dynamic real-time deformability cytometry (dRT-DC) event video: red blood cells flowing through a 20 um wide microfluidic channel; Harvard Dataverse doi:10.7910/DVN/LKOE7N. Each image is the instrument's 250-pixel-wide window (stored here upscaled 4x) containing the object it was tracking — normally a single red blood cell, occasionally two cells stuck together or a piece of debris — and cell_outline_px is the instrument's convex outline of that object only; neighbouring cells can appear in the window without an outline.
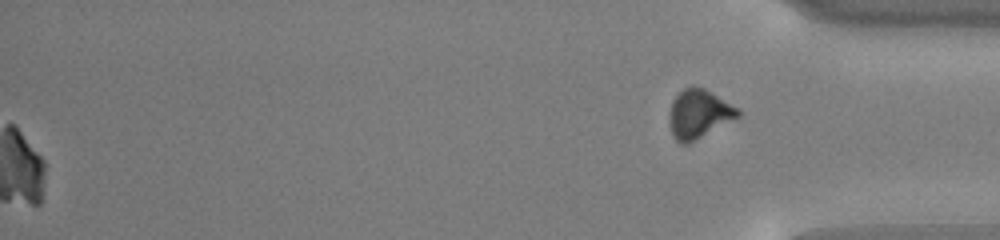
{"species": "common noctule bat (a hibernating species)", "species_latin": "Nyctalus noctula", "temperature_condition": "cold", "stored_images_in_passage": 50, "camera_frame_rate_fps": 3000, "um_per_image_px": 0.085, "animal": {"sex": "male", "body_mass_g": 13.0, "forearm_length_mm": 53.1}, "frame": {"image": 1, "passage_image": 50, "time_ms": 16.333, "image_size_px": [1000, 240], "cell_outline_px": [[740, 116], [688, 144], [680, 144], [672, 136], [668, 124], [668, 116], [672, 100], [684, 88], [704, 88], [736, 108], [740, 112]], "centroid_in_image_um": [59.33, 9.73], "position_along_channel_um": 375.9, "area_um2": 19.19}}